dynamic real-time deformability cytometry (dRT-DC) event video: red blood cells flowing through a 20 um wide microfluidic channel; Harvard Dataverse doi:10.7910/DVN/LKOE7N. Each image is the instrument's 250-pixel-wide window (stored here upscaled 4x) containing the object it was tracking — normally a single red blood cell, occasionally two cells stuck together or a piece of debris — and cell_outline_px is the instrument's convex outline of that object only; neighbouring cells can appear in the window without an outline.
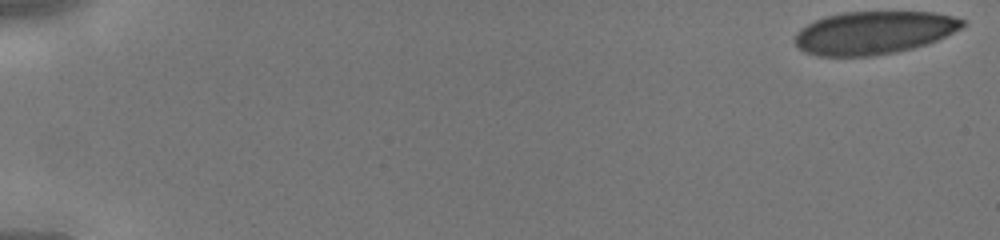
{"species": "human", "species_latin": "Homo sapiens", "temperature_condition": "cold", "stored_images_in_passage": 44, "camera_frame_rate_fps": 3000, "um_per_image_px": 0.085, "donor": {"sex": "male"}, "frame": {"image": 1, "passage_image": 1, "time_ms": 0.0, "image_size_px": [1000, 240], "cell_outline_px": [[968, 24], [936, 40], [912, 48], [896, 52], [868, 56], [820, 56], [804, 52], [796, 44], [796, 32], [800, 28], [816, 20], [828, 16], [844, 12], [932, 12], [952, 16], [964, 20]], "centroid_in_image_um": [74.27, 2.77], "position_along_channel_um": 10.7, "area_um2": 41.5}}
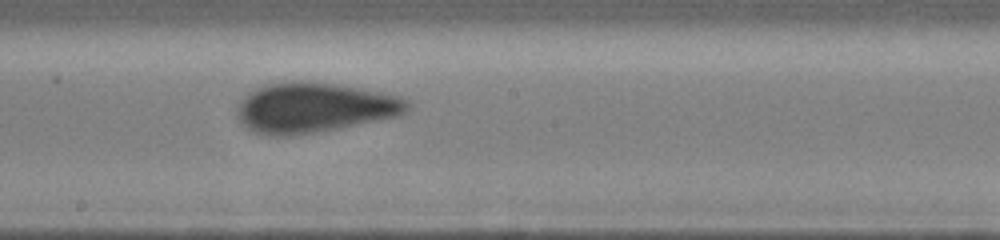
{"frame": {"image": 2, "passage_image": 26, "time_ms": 8.333, "image_size_px": [1000, 240], "cell_outline_px": [[408, 108], [404, 112], [396, 116], [316, 132], [292, 136], [268, 136], [256, 132], [248, 128], [236, 116], [236, 108], [240, 100], [248, 92], [256, 88], [272, 84], [296, 80], [336, 84], [380, 92], [400, 96], [408, 100]], "centroid_in_image_um": [26.64, 9.15], "position_along_channel_um": 221.6, "area_um2": 49.13}}
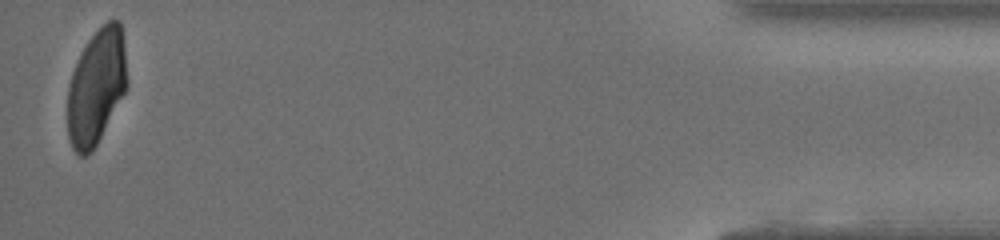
{"frame": {"image": 3, "passage_image": 44, "time_ms": 14.333, "image_size_px": [1000, 240], "cell_outline_px": [[128, 84], [124, 92], [92, 152], [84, 156], [80, 156], [72, 148], [68, 136], [68, 84], [72, 72], [80, 52], [88, 40], [108, 20], [120, 20], [124, 44], [128, 80]], "centroid_in_image_um": [8.18, 7.36], "position_along_channel_um": 427.0, "area_um2": 39.77}}